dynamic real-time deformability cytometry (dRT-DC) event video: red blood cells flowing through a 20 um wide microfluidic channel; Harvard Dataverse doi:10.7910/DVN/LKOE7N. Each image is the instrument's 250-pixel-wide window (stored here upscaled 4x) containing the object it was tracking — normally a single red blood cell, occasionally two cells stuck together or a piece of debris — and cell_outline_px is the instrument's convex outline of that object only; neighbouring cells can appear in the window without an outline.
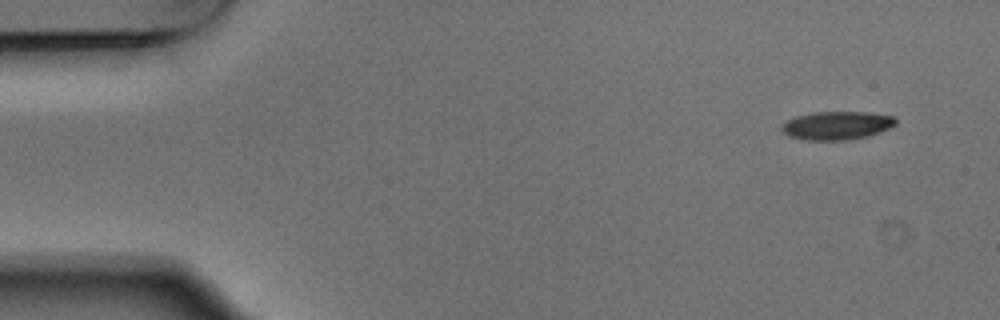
{"species": "Egyptian fruit bat (a non-hibernating species)", "species_latin": "Rousettus aegyptiacus", "temperature_condition": "warm", "stored_images_in_passage": 5, "camera_frame_rate_fps": 3000, "um_per_image_px": 0.085, "animal": {"sex": "male"}, "frame": {"image": 1, "passage_image": 1, "time_ms": 0.0, "image_size_px": [1000, 320], "cell_outline_px": [[896, 124], [888, 128], [868, 136], [848, 140], [804, 140], [788, 136], [780, 128], [788, 120], [796, 116], [812, 112], [868, 112], [896, 116]], "centroid_in_image_um": [71.14, 10.66], "position_along_channel_um": 13.9, "area_um2": 18.84}}
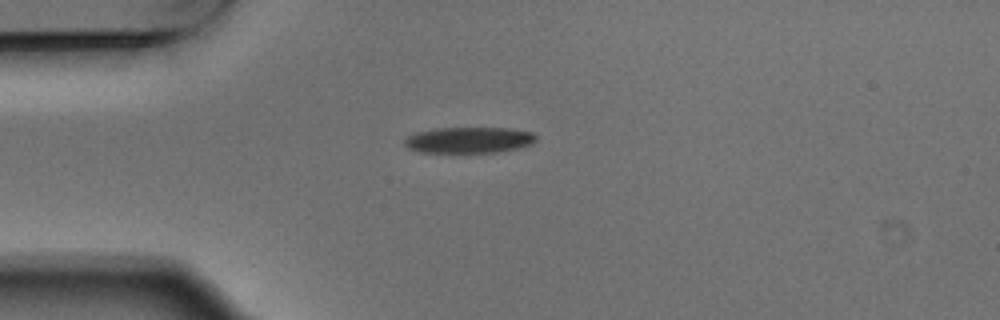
{"frame": {"image": 2, "passage_image": 4, "time_ms": 1.0, "image_size_px": [1000, 320], "cell_outline_px": [[536, 140], [532, 144], [516, 148], [492, 152], [424, 152], [408, 148], [404, 144], [404, 140], [408, 136], [416, 132], [436, 128], [508, 128], [532, 132], [536, 136]], "centroid_in_image_um": [39.85, 11.89], "position_along_channel_um": 45.1, "area_um2": 19.71}}
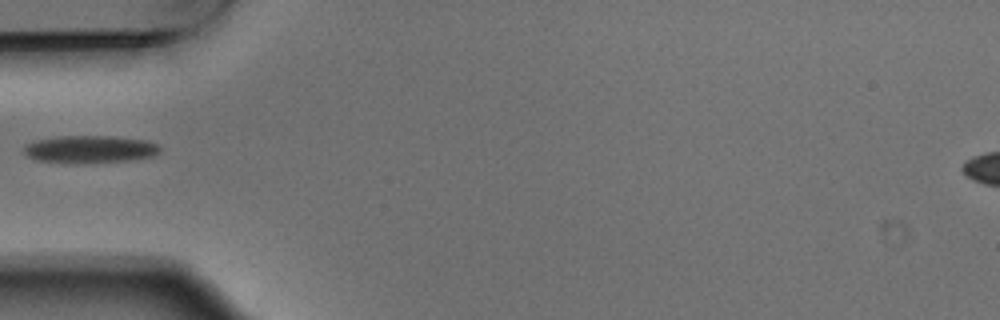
{"frame": {"image": 3, "passage_image": 5, "time_ms": 1.333, "image_size_px": [1000, 320], "cell_outline_px": [[160, 152], [152, 156], [128, 160], [92, 164], [68, 164], [36, 160], [28, 156], [24, 152], [24, 148], [28, 144], [36, 140], [60, 136], [112, 136], [144, 140], [156, 144], [160, 148]], "centroid_in_image_um": [7.62, 12.71], "position_along_channel_um": 77.4, "area_um2": 22.02}}